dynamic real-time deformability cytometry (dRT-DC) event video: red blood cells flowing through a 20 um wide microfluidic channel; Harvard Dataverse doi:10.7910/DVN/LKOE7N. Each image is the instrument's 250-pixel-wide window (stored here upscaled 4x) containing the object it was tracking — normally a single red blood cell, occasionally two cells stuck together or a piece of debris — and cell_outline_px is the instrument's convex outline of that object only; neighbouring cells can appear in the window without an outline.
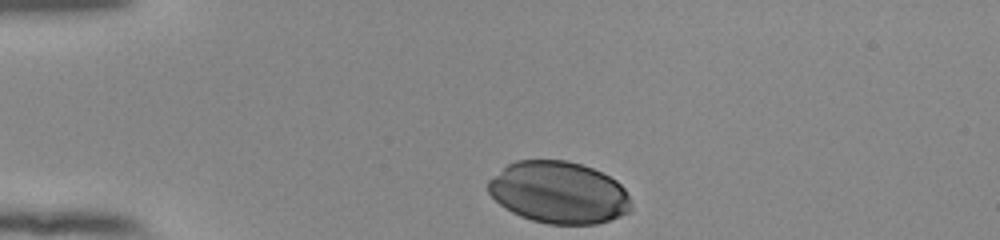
{"species": "human", "species_latin": "Homo sapiens", "temperature_condition": "room temperature", "stored_images_in_passage": 33, "camera_frame_rate_fps": 3000, "um_per_image_px": 0.085, "donor": {"sex": "female"}, "frame": {"image": 1, "passage_image": 1, "time_ms": 0.0, "image_size_px": [1000, 240], "cell_outline_px": [[632, 208], [628, 212], [608, 220], [596, 224], [548, 224], [532, 220], [520, 216], [504, 208], [488, 192], [488, 180], [508, 164], [516, 160], [564, 160], [580, 164], [592, 168], [616, 180], [624, 188], [628, 196]], "centroid_in_image_um": [47.48, 16.36], "position_along_channel_um": 37.5, "area_um2": 51.38}}
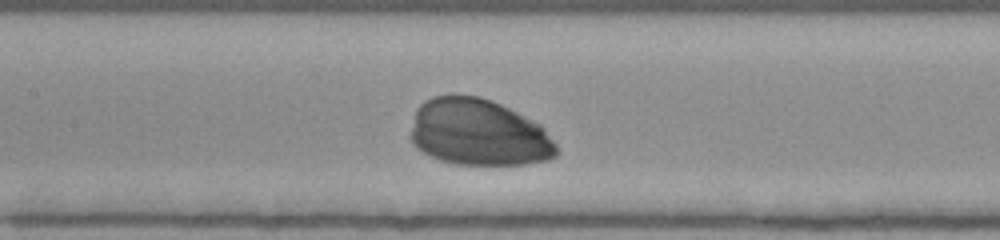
{"frame": {"image": 2, "passage_image": 15, "time_ms": 4.667, "image_size_px": [1000, 240], "cell_outline_px": [[556, 156], [548, 160], [528, 164], [456, 164], [440, 160], [416, 148], [412, 144], [408, 136], [416, 108], [424, 100], [432, 96], [480, 96], [492, 100], [540, 124], [544, 128], [556, 144]], "centroid_in_image_um": [40.64, 11.27], "position_along_channel_um": 166.8, "area_um2": 56.76}}
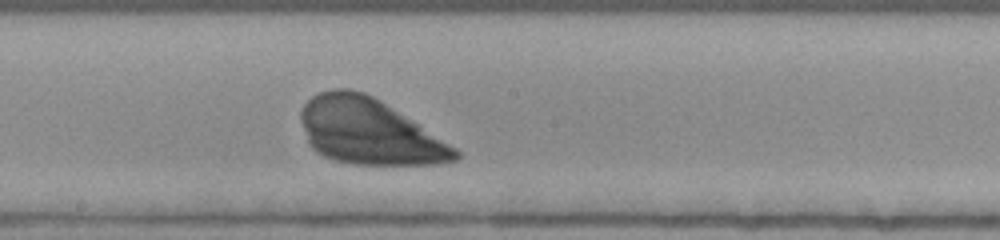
{"frame": {"image": 3, "passage_image": 19, "time_ms": 6.0, "image_size_px": [1000, 240], "cell_outline_px": [[460, 156], [456, 160], [440, 164], [352, 164], [332, 160], [316, 152], [308, 144], [300, 120], [300, 112], [304, 104], [312, 96], [320, 92], [336, 88], [348, 88], [364, 92], [372, 96], [456, 148], [460, 152]], "centroid_in_image_um": [31.31, 11.19], "position_along_channel_um": 216.9, "area_um2": 58.61}}